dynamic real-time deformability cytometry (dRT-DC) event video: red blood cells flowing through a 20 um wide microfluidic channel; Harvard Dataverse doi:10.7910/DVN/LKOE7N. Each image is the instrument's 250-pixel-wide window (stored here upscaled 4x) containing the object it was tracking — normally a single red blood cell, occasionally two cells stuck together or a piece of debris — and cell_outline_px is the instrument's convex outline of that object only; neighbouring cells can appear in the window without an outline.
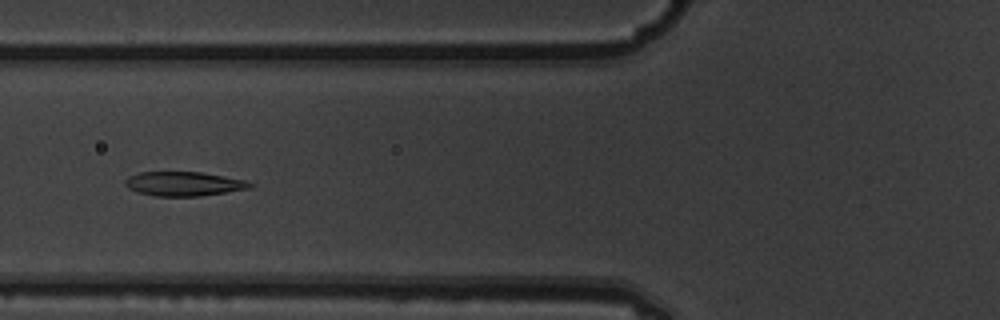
{"species": "common noctule bat (a hibernating species)", "species_latin": "Nyctalus noctula", "temperature_condition": "warm", "stored_images_in_passage": 9, "camera_frame_rate_fps": 3000, "um_per_image_px": 0.085, "animal": {"sex": "male", "body_mass_g": 19.5, "forearm_length_mm": 54.6}, "frame": {"image": 1, "passage_image": 7, "time_ms": 2.0, "image_size_px": [1000, 320], "cell_outline_px": [[256, 184], [248, 188], [200, 196], [156, 196], [140, 192], [128, 188], [124, 184], [124, 180], [128, 176], [140, 172], [200, 172], [248, 180]], "centroid_in_image_um": [15.62, 15.61], "position_along_channel_um": 110.2, "area_um2": 17.57}}
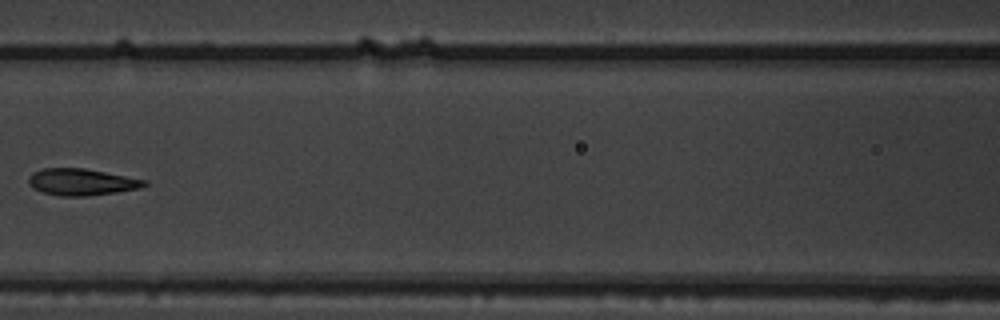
{"frame": {"image": 2, "passage_image": 8, "time_ms": 2.333, "image_size_px": [1000, 320], "cell_outline_px": [[148, 184], [140, 188], [116, 192], [84, 196], [60, 196], [44, 192], [32, 188], [28, 184], [28, 176], [32, 172], [44, 168], [84, 168], [148, 180]], "centroid_in_image_um": [6.92, 15.46], "position_along_channel_um": 159.7, "area_um2": 18.03}}
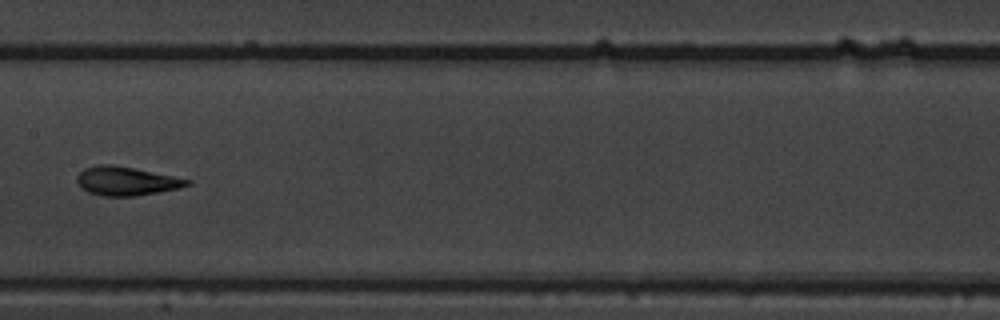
{"frame": {"image": 3, "passage_image": 9, "time_ms": 2.667, "image_size_px": [1000, 320], "cell_outline_px": [[192, 184], [180, 188], [132, 196], [100, 196], [88, 192], [80, 188], [76, 180], [76, 176], [84, 168], [96, 164], [112, 164], [192, 180]], "centroid_in_image_um": [10.68, 15.39], "position_along_channel_um": 196.7, "area_um2": 18.44}}